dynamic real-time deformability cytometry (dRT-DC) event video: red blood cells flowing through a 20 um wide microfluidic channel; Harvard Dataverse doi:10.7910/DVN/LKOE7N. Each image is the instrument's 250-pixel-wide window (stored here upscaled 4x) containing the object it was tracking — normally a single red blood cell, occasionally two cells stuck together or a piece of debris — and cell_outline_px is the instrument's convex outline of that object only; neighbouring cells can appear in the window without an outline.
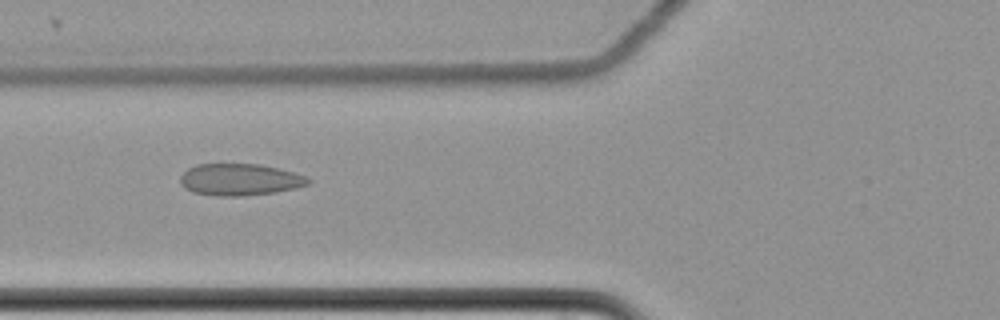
{"species": "common noctule bat (a hibernating species)", "species_latin": "Nyctalus noctula", "temperature_condition": "cold", "stored_images_in_passage": 8, "camera_frame_rate_fps": 3000, "um_per_image_px": 0.085, "animal": {"sex": "female", "body_mass_g": 22.7, "forearm_length_mm": 54.2}, "frame": {"image": 1, "passage_image": 7, "time_ms": 2.0, "image_size_px": [1000, 320], "cell_outline_px": [[312, 184], [296, 188], [276, 192], [244, 196], [216, 196], [192, 192], [184, 188], [180, 184], [180, 176], [188, 168], [196, 164], [260, 164], [292, 172], [304, 176], [312, 180]], "centroid_in_image_um": [20.37, 15.27], "position_along_channel_um": 105.4, "area_um2": 23.87}}
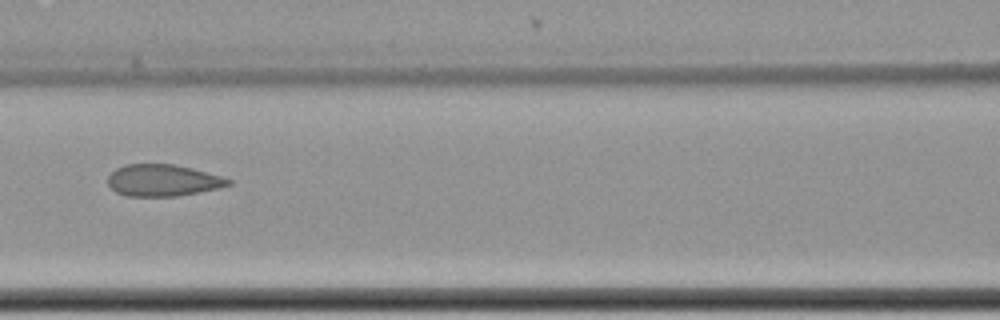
{"frame": {"image": 2, "passage_image": 8, "time_ms": 2.333, "image_size_px": [1000, 320], "cell_outline_px": [[232, 184], [220, 188], [176, 196], [128, 196], [116, 192], [108, 184], [108, 176], [116, 168], [124, 164], [172, 164], [192, 168], [220, 176], [232, 180]], "centroid_in_image_um": [13.84, 15.33], "position_along_channel_um": 152.8, "area_um2": 22.2}}